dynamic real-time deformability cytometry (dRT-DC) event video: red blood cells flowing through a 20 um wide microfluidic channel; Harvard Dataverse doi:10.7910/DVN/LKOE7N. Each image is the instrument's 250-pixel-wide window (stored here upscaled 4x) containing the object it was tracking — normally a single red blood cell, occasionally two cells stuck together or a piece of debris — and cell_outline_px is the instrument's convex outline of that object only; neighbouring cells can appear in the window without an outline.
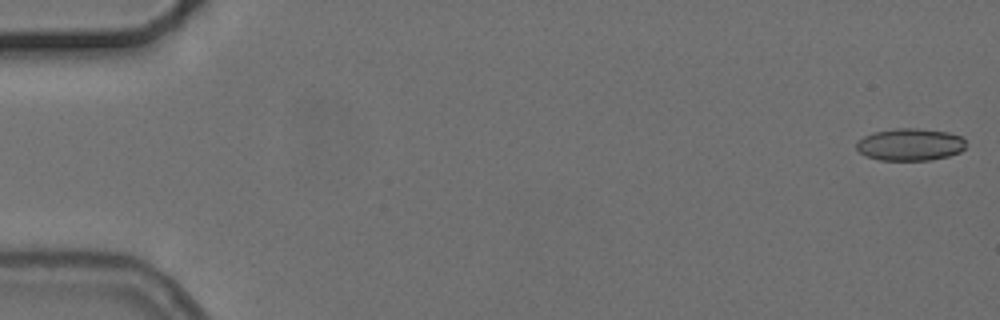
{"species": "common noctule bat (a hibernating species)", "species_latin": "Nyctalus noctula", "temperature_condition": "cold", "stored_images_in_passage": 10, "camera_frame_rate_fps": 3000, "um_per_image_px": 0.085, "animal": {"sex": "female", "body_mass_g": 24.6, "forearm_length_mm": 56.2}, "frame": {"image": 1, "passage_image": 1, "time_ms": 0.0, "image_size_px": [1000, 320], "cell_outline_px": [[964, 148], [960, 152], [948, 156], [932, 160], [880, 160], [864, 156], [856, 148], [856, 144], [864, 136], [872, 132], [892, 128], [916, 128], [948, 132], [960, 136], [964, 140]], "centroid_in_image_um": [77.33, 12.28], "position_along_channel_um": 7.7, "area_um2": 20.63}}
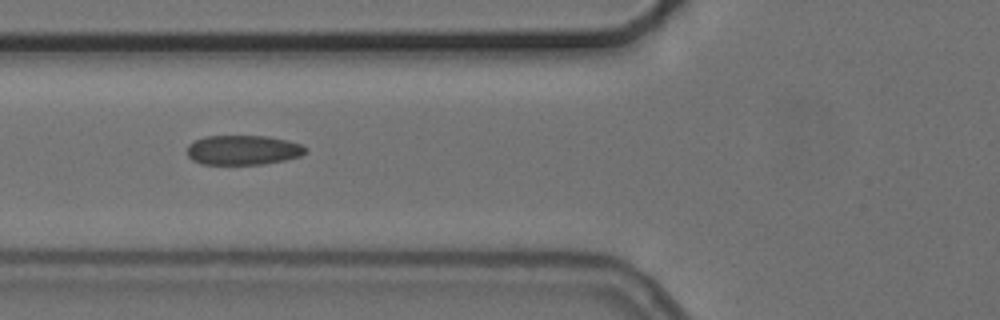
{"frame": {"image": 2, "passage_image": 6, "time_ms": 6.667, "image_size_px": [1000, 320], "cell_outline_px": [[308, 152], [300, 156], [284, 160], [264, 164], [200, 164], [192, 160], [188, 156], [188, 144], [196, 140], [208, 136], [268, 136], [288, 140], [300, 144], [308, 148]], "centroid_in_image_um": [20.69, 12.75], "position_along_channel_um": 105.1, "area_um2": 20.52}}
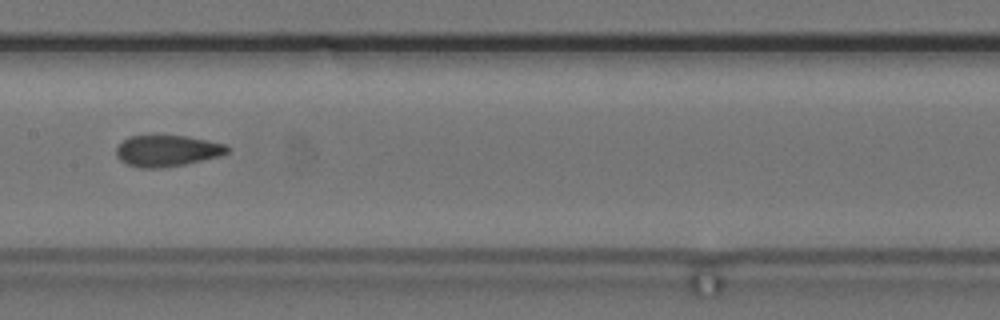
{"frame": {"image": 3, "passage_image": 8, "time_ms": 9.0, "image_size_px": [1000, 320], "cell_outline_px": [[228, 152], [220, 156], [184, 164], [160, 168], [140, 168], [128, 164], [120, 160], [116, 156], [116, 148], [128, 136], [188, 136], [224, 144], [228, 148]], "centroid_in_image_um": [14.18, 12.82], "position_along_channel_um": 193.2, "area_um2": 20.0}}